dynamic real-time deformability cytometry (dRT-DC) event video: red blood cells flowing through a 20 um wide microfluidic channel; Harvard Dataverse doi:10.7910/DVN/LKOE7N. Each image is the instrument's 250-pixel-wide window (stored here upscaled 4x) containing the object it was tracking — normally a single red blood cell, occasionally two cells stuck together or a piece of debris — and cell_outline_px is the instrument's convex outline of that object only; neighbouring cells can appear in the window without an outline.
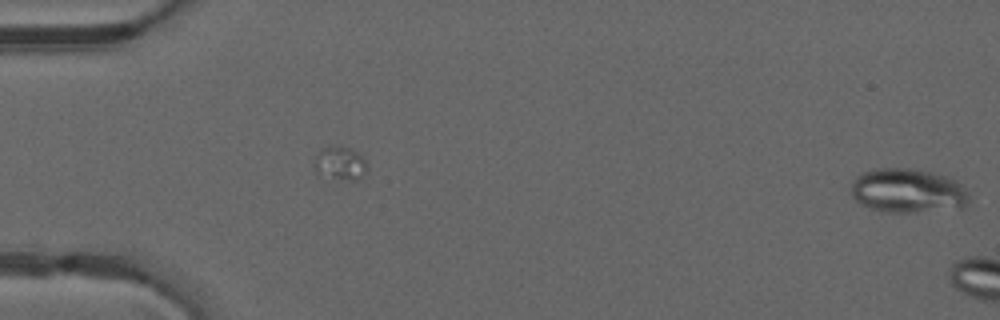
{"species": "common noctule bat (a hibernating species)", "species_latin": "Nyctalus noctula", "temperature_condition": "warm", "stored_images_in_passage": 13, "segment_of_instrument_passage": [2, 2], "camera_frame_rate_fps": 3000, "um_per_image_px": 0.085, "animal": {"sex": "male", "forearm_length_mm": 52.5}, "frame": {"image": 1, "passage_image": 13, "time_ms": 4.0, "image_size_px": [1000, 320], "cell_outline_px": [[968, 200], [960, 208], [912, 212], [892, 212], [872, 208], [856, 200], [852, 196], [852, 184], [856, 176], [872, 168], [912, 168], [932, 172], [944, 176], [960, 184], [968, 192]], "centroid_in_image_um": [77.14, 16.19], "position_along_channel_um": 7.9, "area_um2": 29.94}}